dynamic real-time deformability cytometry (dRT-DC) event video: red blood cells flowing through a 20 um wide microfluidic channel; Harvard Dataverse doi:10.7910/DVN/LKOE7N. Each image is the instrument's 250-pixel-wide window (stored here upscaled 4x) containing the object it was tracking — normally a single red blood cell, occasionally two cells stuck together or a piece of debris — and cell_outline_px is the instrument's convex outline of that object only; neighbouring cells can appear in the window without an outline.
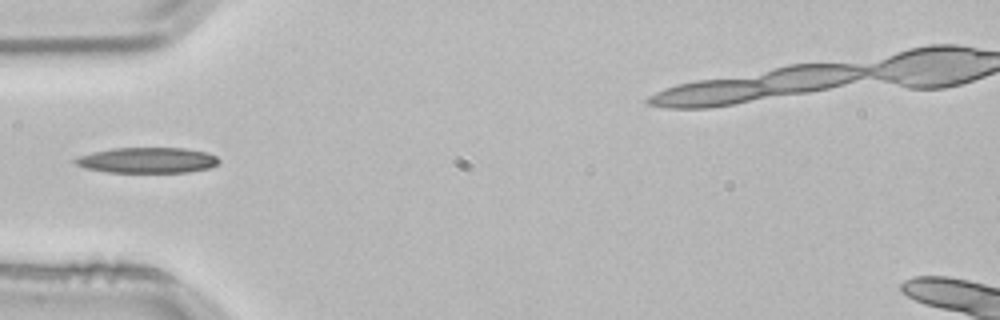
{"species": "common noctule bat (a hibernating species)", "species_latin": "Nyctalus noctula", "temperature_condition": "room temperature", "stored_images_in_passage": 1, "camera_frame_rate_fps": 3000, "um_per_image_px": 0.085, "animal": {"sex": "male", "body_mass_g": 21.5, "forearm_length_mm": 52.0}, "frame": {"image": 1, "passage_image": 1, "time_ms": 0.0, "image_size_px": [1000, 320], "cell_outline_px": [[220, 160], [216, 164], [208, 168], [188, 172], [108, 172], [84, 168], [76, 164], [72, 160], [80, 156], [92, 152], [112, 148], [184, 148], [208, 152], [216, 156]], "centroid_in_image_um": [12.51, 13.61], "position_along_channel_um": 72.5, "area_um2": 21.39}}